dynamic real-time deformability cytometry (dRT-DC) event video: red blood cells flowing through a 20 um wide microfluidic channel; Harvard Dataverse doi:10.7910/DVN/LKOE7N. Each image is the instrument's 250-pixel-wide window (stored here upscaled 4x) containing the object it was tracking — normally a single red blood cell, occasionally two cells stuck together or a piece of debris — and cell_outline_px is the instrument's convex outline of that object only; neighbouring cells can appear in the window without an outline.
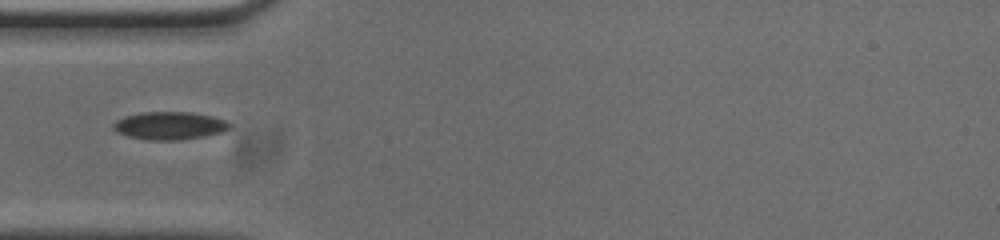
{"species": "common noctule bat (a hibernating species)", "species_latin": "Nyctalus noctula", "temperature_condition": "cold", "stored_images_in_passage": 40, "camera_frame_rate_fps": 3000, "um_per_image_px": 0.085, "animal": {"sex": "male", "body_mass_g": 20.0, "forearm_length_mm": 53.3}, "frame": {"image": 1, "passage_image": 1, "time_ms": 0.0, "image_size_px": [1000, 240], "cell_outline_px": [[232, 128], [224, 132], [204, 136], [180, 140], [152, 140], [128, 136], [116, 132], [112, 128], [112, 124], [116, 120], [124, 116], [140, 112], [192, 112], [212, 116], [228, 120], [232, 124]], "centroid_in_image_um": [14.45, 10.67], "position_along_channel_um": 70.5, "area_um2": 19.19}}
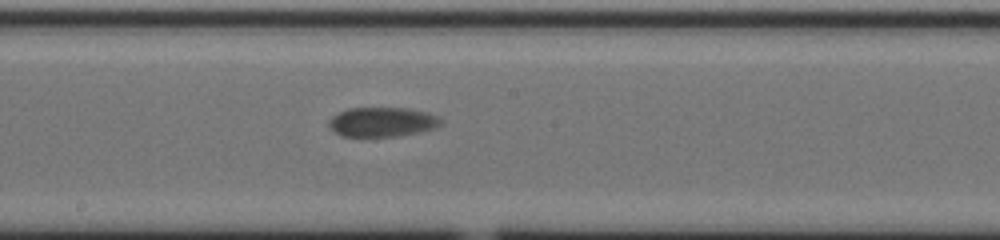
{"frame": {"image": 2, "passage_image": 13, "time_ms": 4.0, "image_size_px": [1000, 240], "cell_outline_px": [[440, 124], [436, 128], [420, 132], [400, 136], [340, 136], [328, 128], [328, 120], [332, 116], [348, 108], [408, 108], [428, 112], [436, 116], [440, 120]], "centroid_in_image_um": [32.45, 10.37], "position_along_channel_um": 215.7, "area_um2": 19.36}}
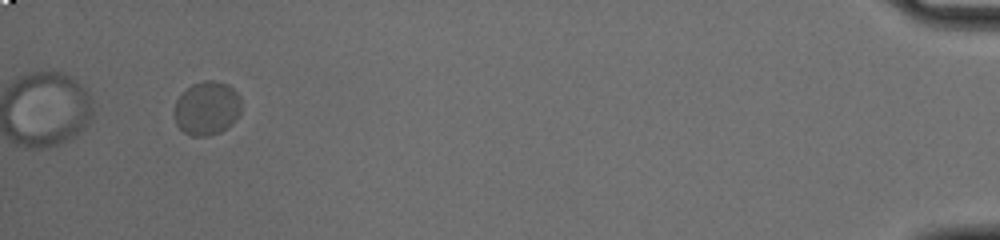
{"frame": {"image": 3, "passage_image": 37, "time_ms": 12.0, "image_size_px": [1000, 240], "cell_outline_px": [[240, 112], [236, 120], [232, 124], [220, 132], [208, 136], [192, 136], [184, 132], [176, 124], [176, 100], [192, 84], [204, 80], [216, 80], [228, 84], [240, 96]], "centroid_in_image_um": [17.62, 9.2], "position_along_channel_um": 417.6, "area_um2": 20.87}}